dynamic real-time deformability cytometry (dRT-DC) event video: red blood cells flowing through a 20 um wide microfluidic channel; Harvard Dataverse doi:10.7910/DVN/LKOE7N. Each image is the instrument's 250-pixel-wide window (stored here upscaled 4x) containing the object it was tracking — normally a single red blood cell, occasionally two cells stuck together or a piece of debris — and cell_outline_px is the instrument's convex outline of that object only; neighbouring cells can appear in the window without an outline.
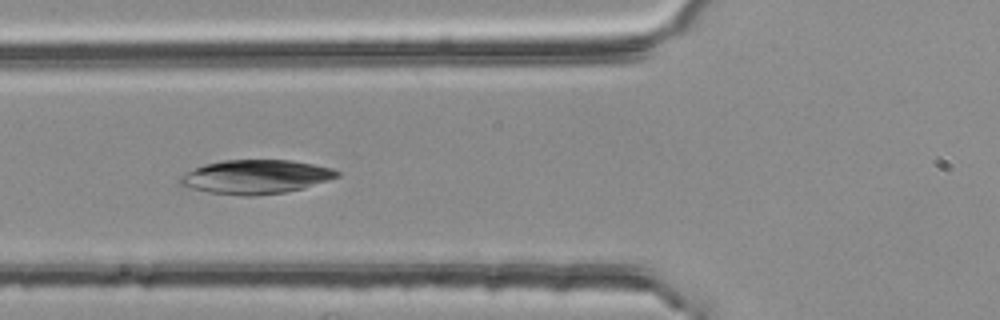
{"species": "common noctule bat (a hibernating species)", "species_latin": "Nyctalus noctula", "temperature_condition": "room temperature", "stored_images_in_passage": 51, "camera_frame_rate_fps": 3000, "um_per_image_px": 0.085, "animal": {"sex": "female", "body_mass_g": 25.1}, "frame": {"image": 1, "passage_image": 19, "time_ms": 6.0, "image_size_px": [1000, 320], "cell_outline_px": [[340, 176], [304, 188], [284, 192], [256, 196], [244, 196], [208, 192], [192, 188], [180, 184], [180, 176], [204, 164], [220, 160], [288, 160], [312, 164], [332, 168], [340, 172]], "centroid_in_image_um": [21.76, 15.03], "position_along_channel_um": 104.0, "area_um2": 30.87}}
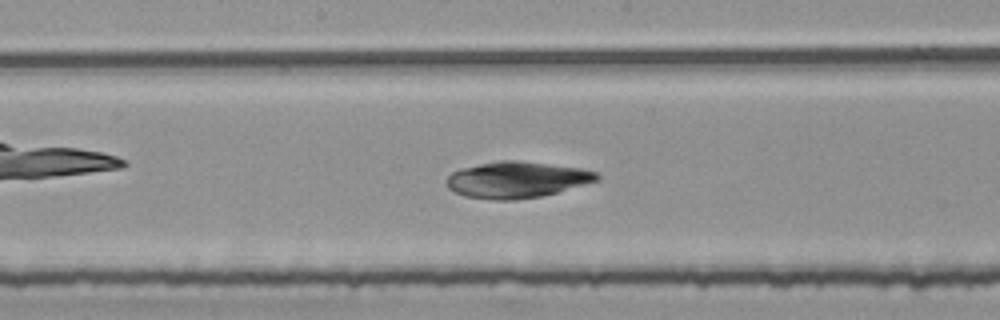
{"frame": {"image": 2, "passage_image": 27, "time_ms": 8.667, "image_size_px": [1000, 320], "cell_outline_px": [[600, 180], [556, 192], [540, 196], [516, 200], [496, 200], [464, 196], [448, 188], [448, 176], [452, 172], [460, 168], [500, 160], [516, 160], [580, 168], [596, 172], [600, 176]], "centroid_in_image_um": [43.92, 15.28], "position_along_channel_um": 204.3, "area_um2": 31.5}}
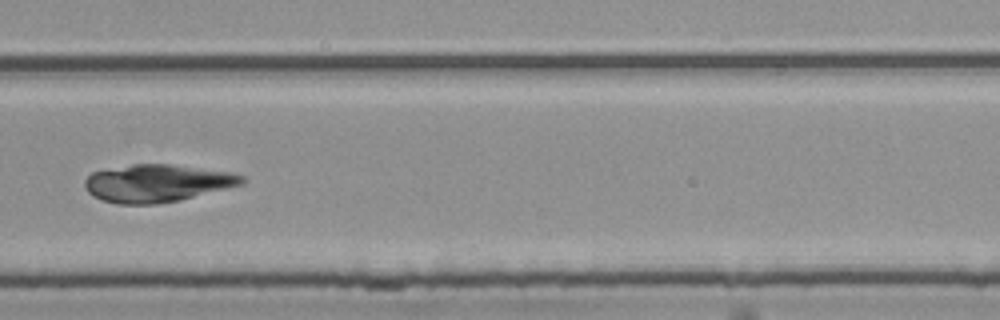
{"frame": {"image": 3, "passage_image": 36, "time_ms": 11.667, "image_size_px": [1000, 320], "cell_outline_px": [[248, 180], [244, 184], [180, 200], [156, 204], [116, 204], [100, 200], [92, 196], [84, 188], [84, 180], [92, 172], [132, 164], [168, 164], [228, 172], [244, 176]], "centroid_in_image_um": [13.33, 15.58], "position_along_channel_um": 316.5, "area_um2": 34.45}}